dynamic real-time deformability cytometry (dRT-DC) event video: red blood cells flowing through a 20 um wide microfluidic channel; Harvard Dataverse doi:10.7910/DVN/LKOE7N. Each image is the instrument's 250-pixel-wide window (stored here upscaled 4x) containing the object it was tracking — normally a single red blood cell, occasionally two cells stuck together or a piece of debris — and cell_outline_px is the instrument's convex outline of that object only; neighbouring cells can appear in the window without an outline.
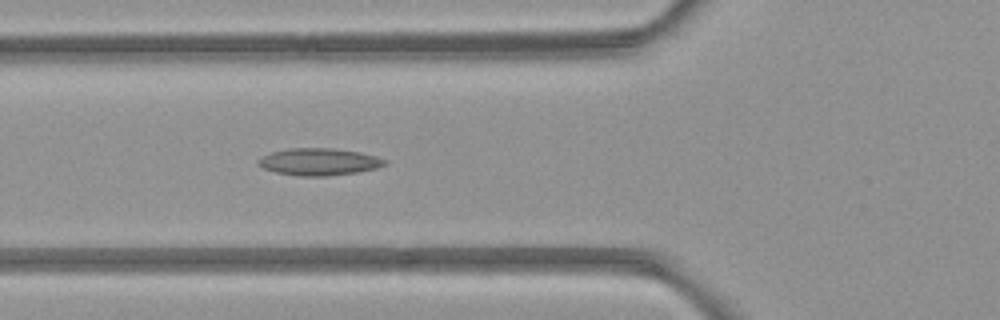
{"species": "common noctule bat (a hibernating species)", "species_latin": "Nyctalus noctula", "temperature_condition": "room temperature", "stored_images_in_passage": 5, "camera_frame_rate_fps": 3000, "um_per_image_px": 0.085, "animal": {"sex": "female", "body_mass_g": 21.9}, "frame": {"image": 1, "passage_image": 5, "time_ms": 4.333, "image_size_px": [1000, 320], "cell_outline_px": [[388, 164], [376, 168], [356, 172], [328, 176], [296, 176], [276, 172], [264, 168], [256, 164], [256, 160], [260, 156], [272, 152], [288, 148], [332, 148], [360, 152], [376, 156], [388, 160]], "centroid_in_image_um": [27.1, 13.75], "position_along_channel_um": 98.7, "area_um2": 20.17}}